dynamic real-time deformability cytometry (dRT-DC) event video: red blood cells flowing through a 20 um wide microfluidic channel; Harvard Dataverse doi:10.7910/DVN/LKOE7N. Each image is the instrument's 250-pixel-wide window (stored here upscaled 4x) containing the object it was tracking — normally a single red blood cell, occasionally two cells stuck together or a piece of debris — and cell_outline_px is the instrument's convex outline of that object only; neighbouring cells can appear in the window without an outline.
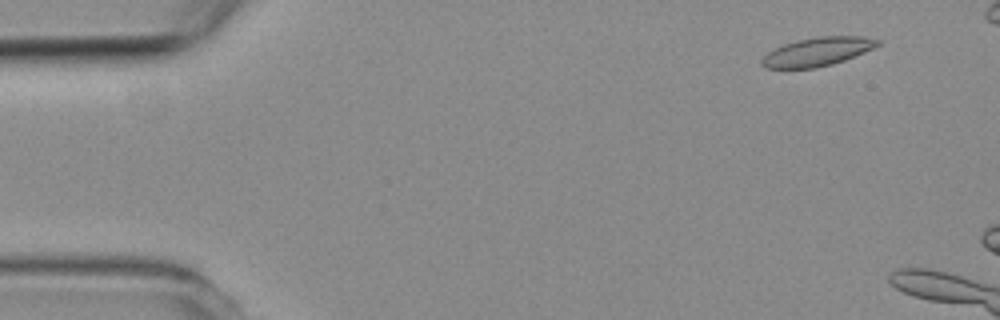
{"species": "common noctule bat (a hibernating species)", "species_latin": "Nyctalus noctula", "temperature_condition": "room temperature", "stored_images_in_passage": 4, "camera_frame_rate_fps": 3000, "um_per_image_px": 0.085, "animal": {"sex": "female", "body_mass_g": 19.3, "forearm_length_mm": 54.1}, "frame": {"image": 1, "passage_image": 1, "time_ms": 0.0, "image_size_px": [1000, 320], "cell_outline_px": [[880, 44], [864, 52], [844, 60], [832, 64], [816, 68], [764, 68], [760, 64], [760, 60], [768, 52], [784, 44], [800, 40], [820, 36], [864, 36], [880, 40]], "centroid_in_image_um": [69.47, 4.4], "position_along_channel_um": 15.5, "area_um2": 19.13}}